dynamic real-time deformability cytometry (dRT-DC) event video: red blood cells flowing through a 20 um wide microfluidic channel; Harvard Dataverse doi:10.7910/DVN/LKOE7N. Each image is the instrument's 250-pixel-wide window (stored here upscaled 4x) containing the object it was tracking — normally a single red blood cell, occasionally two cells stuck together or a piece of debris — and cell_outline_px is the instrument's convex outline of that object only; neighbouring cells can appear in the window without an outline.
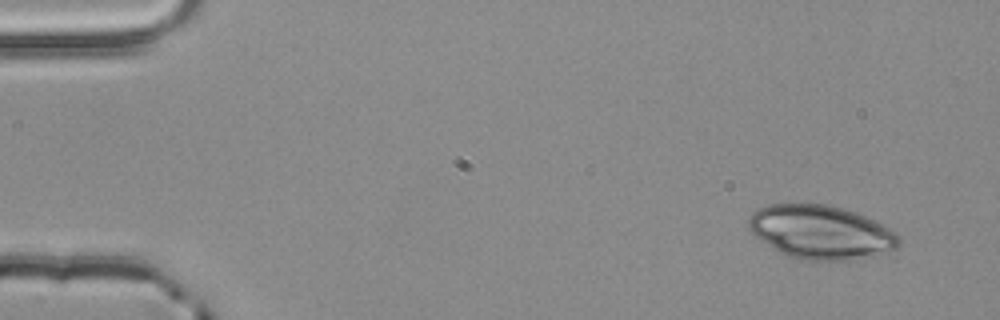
{"species": "common noctule bat (a hibernating species)", "species_latin": "Nyctalus noctula", "temperature_condition": "room temperature", "stored_images_in_passage": 4, "camera_frame_rate_fps": 3000, "um_per_image_px": 0.085, "animal": {"sex": "male", "body_mass_g": 20.4}, "frame": {"image": 1, "passage_image": 1, "time_ms": 0.0, "image_size_px": [1000, 320], "cell_outline_px": [[900, 244], [896, 248], [876, 256], [852, 260], [812, 260], [792, 256], [780, 252], [772, 248], [756, 236], [748, 228], [748, 216], [752, 212], [768, 204], [828, 204], [844, 208], [856, 212], [888, 228], [900, 240]], "centroid_in_image_um": [69.76, 19.72], "position_along_channel_um": 15.2, "area_um2": 46.7}}
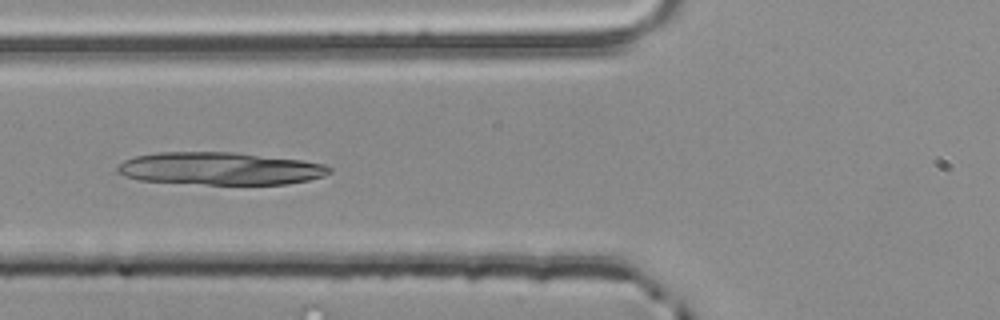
{"frame": {"image": 2, "passage_image": 4, "time_ms": 1.0, "image_size_px": [1000, 320], "cell_outline_px": [[332, 172], [324, 176], [308, 180], [288, 184], [208, 184], [140, 180], [124, 176], [116, 172], [116, 168], [124, 160], [136, 156], [156, 152], [232, 152], [300, 160], [324, 164], [332, 168]], "centroid_in_image_um": [18.7, 14.32], "position_along_channel_um": 107.1, "area_um2": 40.11}}